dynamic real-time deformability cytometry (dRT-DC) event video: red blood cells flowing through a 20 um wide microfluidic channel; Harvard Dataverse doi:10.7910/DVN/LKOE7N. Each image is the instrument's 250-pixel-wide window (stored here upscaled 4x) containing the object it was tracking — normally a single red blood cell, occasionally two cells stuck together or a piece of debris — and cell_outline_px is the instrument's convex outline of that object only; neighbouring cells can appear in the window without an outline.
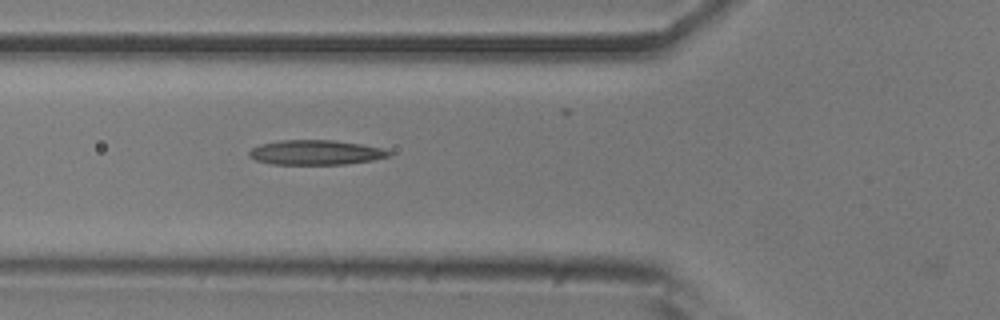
{"species": "common noctule bat (a hibernating species)", "species_latin": "Nyctalus noctula", "temperature_condition": "room temperature", "stored_images_in_passage": 4, "camera_frame_rate_fps": 3000, "um_per_image_px": 0.085, "animal": {"sex": "male", "body_mass_g": 20.5, "forearm_length_mm": 52.5}, "frame": {"image": 1, "passage_image": 3, "time_ms": 0.667, "image_size_px": [1000, 320], "cell_outline_px": [[392, 152], [388, 156], [372, 160], [344, 164], [272, 164], [256, 160], [248, 156], [248, 152], [252, 148], [260, 144], [280, 140], [332, 140], [360, 144], [380, 148]], "centroid_in_image_um": [26.78, 12.95], "position_along_channel_um": 99.0, "area_um2": 19.94}}